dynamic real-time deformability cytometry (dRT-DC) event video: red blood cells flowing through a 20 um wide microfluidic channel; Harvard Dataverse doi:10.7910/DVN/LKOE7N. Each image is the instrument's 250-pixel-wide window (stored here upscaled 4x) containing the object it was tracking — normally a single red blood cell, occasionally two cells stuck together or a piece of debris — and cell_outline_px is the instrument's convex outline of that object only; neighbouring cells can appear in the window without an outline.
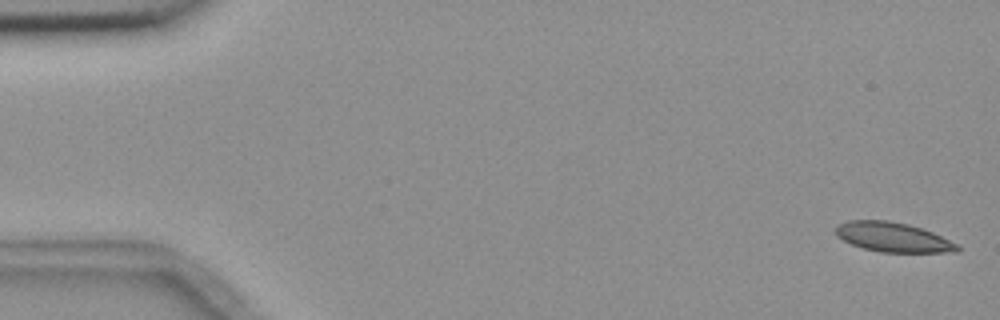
{"species": "common noctule bat (a hibernating species)", "species_latin": "Nyctalus noctula", "temperature_condition": "room temperature", "stored_images_in_passage": 4, "camera_frame_rate_fps": 3000, "um_per_image_px": 0.085, "animal": {"sex": "female", "body_mass_g": 18.4}, "frame": {"image": 1, "passage_image": 1, "time_ms": 0.0, "image_size_px": [1000, 320], "cell_outline_px": [[960, 248], [956, 252], [880, 252], [864, 248], [852, 244], [836, 236], [836, 224], [848, 220], [888, 220], [908, 224], [932, 232], [956, 244]], "centroid_in_image_um": [75.85, 20.15], "position_along_channel_um": 9.1, "area_um2": 20.75}}